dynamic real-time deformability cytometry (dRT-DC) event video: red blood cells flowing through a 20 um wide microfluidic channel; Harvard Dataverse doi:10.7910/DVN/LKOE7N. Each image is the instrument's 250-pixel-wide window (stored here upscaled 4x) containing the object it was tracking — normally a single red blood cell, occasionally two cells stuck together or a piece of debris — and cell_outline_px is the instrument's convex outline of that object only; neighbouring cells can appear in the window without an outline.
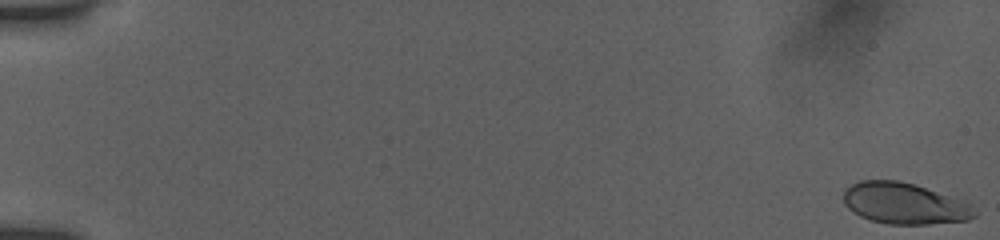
{"species": "human", "species_latin": "Homo sapiens", "temperature_condition": "room temperature", "stored_images_in_passage": 54, "camera_frame_rate_fps": 3000, "um_per_image_px": 0.085, "donor": {"sex": "female"}, "frame": {"image": 1, "passage_image": 1, "time_ms": 0.0, "image_size_px": [1000, 240], "cell_outline_px": [[976, 216], [968, 220], [928, 224], [888, 224], [872, 220], [860, 216], [852, 212], [844, 204], [844, 188], [860, 180], [896, 180], [912, 184], [924, 188], [968, 204], [976, 212]], "centroid_in_image_um": [76.78, 17.3], "position_along_channel_um": 8.2, "area_um2": 30.87}}
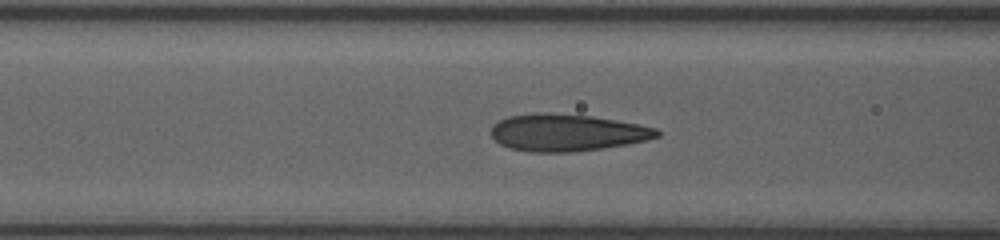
{"frame": {"image": 2, "passage_image": 24, "time_ms": 7.667, "image_size_px": [1000, 240], "cell_outline_px": [[660, 136], [648, 140], [628, 144], [572, 152], [528, 152], [508, 148], [500, 144], [488, 132], [492, 124], [508, 116], [536, 112], [548, 112], [592, 116], [616, 120], [656, 128], [660, 132]], "centroid_in_image_um": [48.14, 11.26], "position_along_channel_um": 118.5, "area_um2": 36.13}}
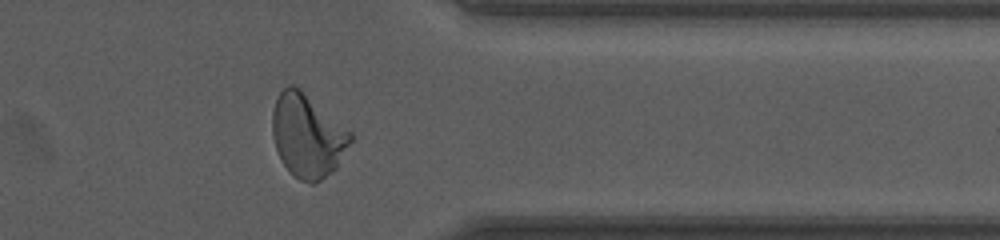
{"frame": {"image": 3, "passage_image": 45, "time_ms": 14.667, "image_size_px": [1000, 240], "cell_outline_px": [[352, 140], [336, 168], [332, 172], [320, 180], [312, 184], [300, 180], [284, 164], [276, 148], [272, 136], [272, 112], [276, 100], [280, 92], [288, 84], [292, 84], [300, 88], [352, 132]], "centroid_in_image_um": [26.14, 11.51], "position_along_channel_um": 385.3, "area_um2": 37.63}, "authors_computed_cell_mechanics": {"area_um2": 34.4199, "velocity_mm_per_s": 3.8929, "shape_relaxation_time_tau1_ms": 4.61, "shape_relaxation_time_tau2_ms": null, "deformation_change_tau1": 0.1763, "deformation_change_tau2": null}}